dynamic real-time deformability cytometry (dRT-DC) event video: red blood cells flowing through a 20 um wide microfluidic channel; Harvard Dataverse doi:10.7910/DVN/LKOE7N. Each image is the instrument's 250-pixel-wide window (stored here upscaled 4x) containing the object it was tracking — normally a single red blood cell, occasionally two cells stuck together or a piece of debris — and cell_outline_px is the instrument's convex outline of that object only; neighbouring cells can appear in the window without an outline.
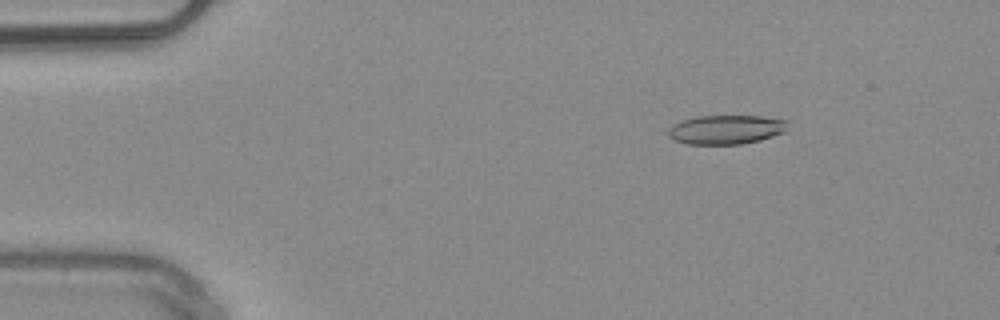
{"species": "common noctule bat (a hibernating species)", "species_latin": "Nyctalus noctula", "temperature_condition": "warm", "stored_images_in_passage": 50, "camera_frame_rate_fps": 3000, "um_per_image_px": 0.085, "animal": {"sex": "male", "body_mass_g": 20.4}, "frame": {"image": 1, "passage_image": 7, "time_ms": 2.0, "image_size_px": [1000, 320], "cell_outline_px": [[788, 128], [784, 132], [760, 140], [740, 144], [688, 144], [676, 140], [668, 136], [668, 128], [672, 124], [680, 120], [696, 116], [760, 116], [788, 120]], "centroid_in_image_um": [61.7, 11.0], "position_along_channel_um": 23.3, "area_um2": 20.4}}
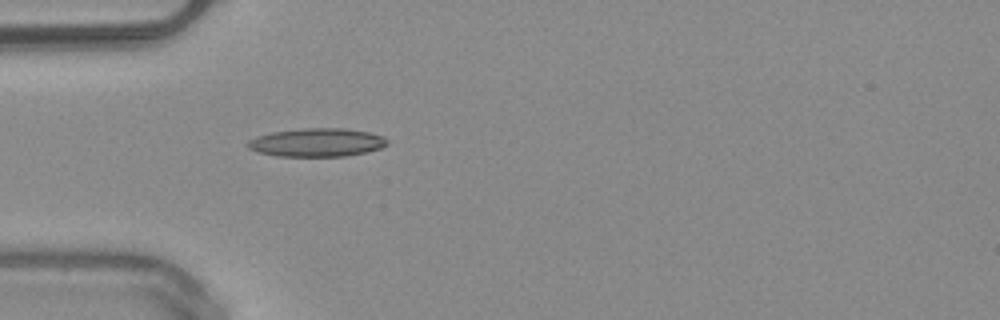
{"frame": {"image": 2, "passage_image": 15, "time_ms": 4.667, "image_size_px": [1000, 320], "cell_outline_px": [[388, 144], [380, 148], [364, 152], [344, 156], [276, 156], [256, 152], [248, 148], [248, 140], [256, 136], [272, 132], [304, 128], [344, 128], [368, 132], [384, 136], [388, 140]], "centroid_in_image_um": [26.92, 12.1], "position_along_channel_um": 58.1, "area_um2": 23.06}}
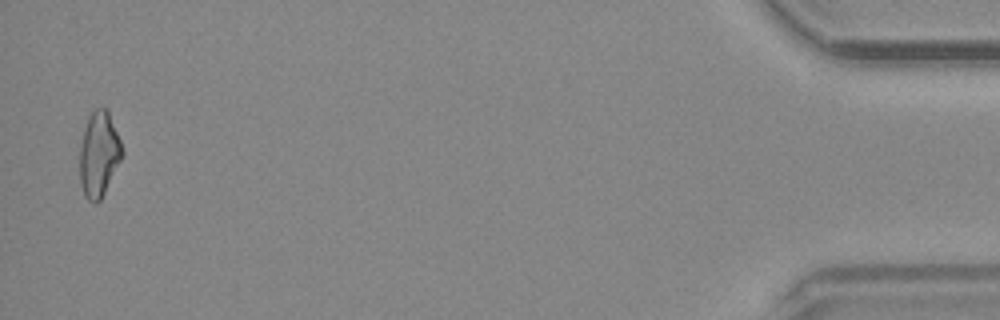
{"frame": {"image": 3, "passage_image": 49, "time_ms": 16.0, "image_size_px": [1000, 320], "cell_outline_px": [[124, 152], [100, 200], [96, 204], [88, 200], [84, 196], [80, 184], [80, 148], [84, 128], [88, 116], [96, 108], [108, 108], [120, 140]], "centroid_in_image_um": [8.4, 13.09], "position_along_channel_um": 426.8, "area_um2": 20.92}, "authors_computed_cell_mechanics": {"area_um2": 20.8369, "velocity_mm_per_s": 4.0754, "shape_relaxation_time_tau1_ms": 6.817, "shape_relaxation_time_tau2_ms": 6.2432, "deformation_change_tau1": 0.1838, "deformation_change_tau2": 0.1993}}